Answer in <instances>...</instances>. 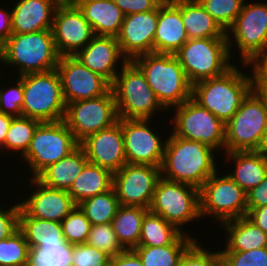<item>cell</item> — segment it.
Instances as JSON below:
<instances>
[{"label": "cell", "instance_id": "1", "mask_svg": "<svg viewBox=\"0 0 267 266\" xmlns=\"http://www.w3.org/2000/svg\"><path fill=\"white\" fill-rule=\"evenodd\" d=\"M214 149L194 140L179 138L173 133L167 138L161 177L200 189L217 170Z\"/></svg>", "mask_w": 267, "mask_h": 266}, {"label": "cell", "instance_id": "2", "mask_svg": "<svg viewBox=\"0 0 267 266\" xmlns=\"http://www.w3.org/2000/svg\"><path fill=\"white\" fill-rule=\"evenodd\" d=\"M132 61L144 73L148 85L165 109L175 108L191 98L192 84L175 55L148 53Z\"/></svg>", "mask_w": 267, "mask_h": 266}, {"label": "cell", "instance_id": "3", "mask_svg": "<svg viewBox=\"0 0 267 266\" xmlns=\"http://www.w3.org/2000/svg\"><path fill=\"white\" fill-rule=\"evenodd\" d=\"M252 89L253 75L249 77L233 66L219 77L192 85L191 98L226 124Z\"/></svg>", "mask_w": 267, "mask_h": 266}, {"label": "cell", "instance_id": "4", "mask_svg": "<svg viewBox=\"0 0 267 266\" xmlns=\"http://www.w3.org/2000/svg\"><path fill=\"white\" fill-rule=\"evenodd\" d=\"M59 59L51 30L13 33L0 47V61L19 65L18 76L56 69Z\"/></svg>", "mask_w": 267, "mask_h": 266}, {"label": "cell", "instance_id": "5", "mask_svg": "<svg viewBox=\"0 0 267 266\" xmlns=\"http://www.w3.org/2000/svg\"><path fill=\"white\" fill-rule=\"evenodd\" d=\"M229 35L228 38L188 39L174 54L192 85L219 77L234 66L229 62L233 44L232 34Z\"/></svg>", "mask_w": 267, "mask_h": 266}, {"label": "cell", "instance_id": "6", "mask_svg": "<svg viewBox=\"0 0 267 266\" xmlns=\"http://www.w3.org/2000/svg\"><path fill=\"white\" fill-rule=\"evenodd\" d=\"M111 89L119 119H150L158 110H166L148 85L141 69L133 62H122Z\"/></svg>", "mask_w": 267, "mask_h": 266}, {"label": "cell", "instance_id": "7", "mask_svg": "<svg viewBox=\"0 0 267 266\" xmlns=\"http://www.w3.org/2000/svg\"><path fill=\"white\" fill-rule=\"evenodd\" d=\"M23 81L22 116L41 122L62 121L66 104L56 69L19 76Z\"/></svg>", "mask_w": 267, "mask_h": 266}, {"label": "cell", "instance_id": "8", "mask_svg": "<svg viewBox=\"0 0 267 266\" xmlns=\"http://www.w3.org/2000/svg\"><path fill=\"white\" fill-rule=\"evenodd\" d=\"M267 128V109L252 89L242 100L238 111L225 124V150L256 151Z\"/></svg>", "mask_w": 267, "mask_h": 266}, {"label": "cell", "instance_id": "9", "mask_svg": "<svg viewBox=\"0 0 267 266\" xmlns=\"http://www.w3.org/2000/svg\"><path fill=\"white\" fill-rule=\"evenodd\" d=\"M148 210L182 231L183 224L201 218L200 190L192 185L161 177L156 184Z\"/></svg>", "mask_w": 267, "mask_h": 266}, {"label": "cell", "instance_id": "10", "mask_svg": "<svg viewBox=\"0 0 267 266\" xmlns=\"http://www.w3.org/2000/svg\"><path fill=\"white\" fill-rule=\"evenodd\" d=\"M78 146L79 143L63 120L41 122L22 158L30 165L32 177L36 178L45 168L67 157Z\"/></svg>", "mask_w": 267, "mask_h": 266}, {"label": "cell", "instance_id": "11", "mask_svg": "<svg viewBox=\"0 0 267 266\" xmlns=\"http://www.w3.org/2000/svg\"><path fill=\"white\" fill-rule=\"evenodd\" d=\"M118 120L112 89L97 98L66 104L63 119L78 143L91 134L113 126Z\"/></svg>", "mask_w": 267, "mask_h": 266}, {"label": "cell", "instance_id": "12", "mask_svg": "<svg viewBox=\"0 0 267 266\" xmlns=\"http://www.w3.org/2000/svg\"><path fill=\"white\" fill-rule=\"evenodd\" d=\"M217 174L213 173L199 189L201 217L212 214L223 223L246 216V192L228 174L219 178Z\"/></svg>", "mask_w": 267, "mask_h": 266}, {"label": "cell", "instance_id": "13", "mask_svg": "<svg viewBox=\"0 0 267 266\" xmlns=\"http://www.w3.org/2000/svg\"><path fill=\"white\" fill-rule=\"evenodd\" d=\"M173 134L201 142L214 150L225 146V124L192 98L176 106Z\"/></svg>", "mask_w": 267, "mask_h": 266}, {"label": "cell", "instance_id": "14", "mask_svg": "<svg viewBox=\"0 0 267 266\" xmlns=\"http://www.w3.org/2000/svg\"><path fill=\"white\" fill-rule=\"evenodd\" d=\"M226 33L227 36L233 33L242 64L253 65L260 57L267 55V3H244Z\"/></svg>", "mask_w": 267, "mask_h": 266}, {"label": "cell", "instance_id": "15", "mask_svg": "<svg viewBox=\"0 0 267 266\" xmlns=\"http://www.w3.org/2000/svg\"><path fill=\"white\" fill-rule=\"evenodd\" d=\"M160 178V167L126 163L120 170L113 173L112 187L120 205L149 209Z\"/></svg>", "mask_w": 267, "mask_h": 266}, {"label": "cell", "instance_id": "16", "mask_svg": "<svg viewBox=\"0 0 267 266\" xmlns=\"http://www.w3.org/2000/svg\"><path fill=\"white\" fill-rule=\"evenodd\" d=\"M65 104L103 96L111 84L75 56H60L56 67Z\"/></svg>", "mask_w": 267, "mask_h": 266}, {"label": "cell", "instance_id": "17", "mask_svg": "<svg viewBox=\"0 0 267 266\" xmlns=\"http://www.w3.org/2000/svg\"><path fill=\"white\" fill-rule=\"evenodd\" d=\"M51 31L60 56H74L95 36L91 25L74 2L58 4Z\"/></svg>", "mask_w": 267, "mask_h": 266}, {"label": "cell", "instance_id": "18", "mask_svg": "<svg viewBox=\"0 0 267 266\" xmlns=\"http://www.w3.org/2000/svg\"><path fill=\"white\" fill-rule=\"evenodd\" d=\"M148 119H122L124 150L128 164L160 167L165 142L148 126Z\"/></svg>", "mask_w": 267, "mask_h": 266}, {"label": "cell", "instance_id": "19", "mask_svg": "<svg viewBox=\"0 0 267 266\" xmlns=\"http://www.w3.org/2000/svg\"><path fill=\"white\" fill-rule=\"evenodd\" d=\"M87 160L106 168L112 173L120 170L126 163L122 119L113 126L89 135L79 143Z\"/></svg>", "mask_w": 267, "mask_h": 266}, {"label": "cell", "instance_id": "20", "mask_svg": "<svg viewBox=\"0 0 267 266\" xmlns=\"http://www.w3.org/2000/svg\"><path fill=\"white\" fill-rule=\"evenodd\" d=\"M158 21V8L124 16L116 37L122 54L128 61L142 54L153 53V40Z\"/></svg>", "mask_w": 267, "mask_h": 266}, {"label": "cell", "instance_id": "21", "mask_svg": "<svg viewBox=\"0 0 267 266\" xmlns=\"http://www.w3.org/2000/svg\"><path fill=\"white\" fill-rule=\"evenodd\" d=\"M37 190L20 203L21 207L34 218L62 222L77 206L66 190L45 186L37 178L31 177Z\"/></svg>", "mask_w": 267, "mask_h": 266}, {"label": "cell", "instance_id": "22", "mask_svg": "<svg viewBox=\"0 0 267 266\" xmlns=\"http://www.w3.org/2000/svg\"><path fill=\"white\" fill-rule=\"evenodd\" d=\"M188 36L181 17V0H167L158 7L153 53L175 54Z\"/></svg>", "mask_w": 267, "mask_h": 266}, {"label": "cell", "instance_id": "23", "mask_svg": "<svg viewBox=\"0 0 267 266\" xmlns=\"http://www.w3.org/2000/svg\"><path fill=\"white\" fill-rule=\"evenodd\" d=\"M91 71L101 75L112 84L117 75L116 66L120 58L128 60L122 54L116 37L94 36L92 40L74 55ZM116 65V66H115Z\"/></svg>", "mask_w": 267, "mask_h": 266}, {"label": "cell", "instance_id": "24", "mask_svg": "<svg viewBox=\"0 0 267 266\" xmlns=\"http://www.w3.org/2000/svg\"><path fill=\"white\" fill-rule=\"evenodd\" d=\"M57 0H19L12 9V32L51 30Z\"/></svg>", "mask_w": 267, "mask_h": 266}, {"label": "cell", "instance_id": "25", "mask_svg": "<svg viewBox=\"0 0 267 266\" xmlns=\"http://www.w3.org/2000/svg\"><path fill=\"white\" fill-rule=\"evenodd\" d=\"M74 3L96 36L119 35L125 15L113 0H76Z\"/></svg>", "mask_w": 267, "mask_h": 266}, {"label": "cell", "instance_id": "26", "mask_svg": "<svg viewBox=\"0 0 267 266\" xmlns=\"http://www.w3.org/2000/svg\"><path fill=\"white\" fill-rule=\"evenodd\" d=\"M228 160L235 164L234 172L228 173L246 193L260 184L267 175V158L256 151L226 152Z\"/></svg>", "mask_w": 267, "mask_h": 266}, {"label": "cell", "instance_id": "27", "mask_svg": "<svg viewBox=\"0 0 267 266\" xmlns=\"http://www.w3.org/2000/svg\"><path fill=\"white\" fill-rule=\"evenodd\" d=\"M88 162L84 150L78 146L67 157L45 168L36 178L45 186L68 191Z\"/></svg>", "mask_w": 267, "mask_h": 266}, {"label": "cell", "instance_id": "28", "mask_svg": "<svg viewBox=\"0 0 267 266\" xmlns=\"http://www.w3.org/2000/svg\"><path fill=\"white\" fill-rule=\"evenodd\" d=\"M19 230L24 234L29 248L59 247L65 243L61 222L31 217L22 207Z\"/></svg>", "mask_w": 267, "mask_h": 266}, {"label": "cell", "instance_id": "29", "mask_svg": "<svg viewBox=\"0 0 267 266\" xmlns=\"http://www.w3.org/2000/svg\"><path fill=\"white\" fill-rule=\"evenodd\" d=\"M181 17L189 39L228 38L226 31L198 0H181Z\"/></svg>", "mask_w": 267, "mask_h": 266}, {"label": "cell", "instance_id": "30", "mask_svg": "<svg viewBox=\"0 0 267 266\" xmlns=\"http://www.w3.org/2000/svg\"><path fill=\"white\" fill-rule=\"evenodd\" d=\"M113 173L103 167L88 162L75 178L67 191L76 205L83 200L110 190Z\"/></svg>", "mask_w": 267, "mask_h": 266}, {"label": "cell", "instance_id": "31", "mask_svg": "<svg viewBox=\"0 0 267 266\" xmlns=\"http://www.w3.org/2000/svg\"><path fill=\"white\" fill-rule=\"evenodd\" d=\"M222 225L229 235L224 251L245 252L267 247V233L246 216L225 221Z\"/></svg>", "mask_w": 267, "mask_h": 266}, {"label": "cell", "instance_id": "32", "mask_svg": "<svg viewBox=\"0 0 267 266\" xmlns=\"http://www.w3.org/2000/svg\"><path fill=\"white\" fill-rule=\"evenodd\" d=\"M148 211L140 206H119L112 220V226L125 250L134 249L139 245L142 221Z\"/></svg>", "mask_w": 267, "mask_h": 266}, {"label": "cell", "instance_id": "33", "mask_svg": "<svg viewBox=\"0 0 267 266\" xmlns=\"http://www.w3.org/2000/svg\"><path fill=\"white\" fill-rule=\"evenodd\" d=\"M196 241L181 234L172 244L161 247L137 246L133 250L143 266H177L184 252Z\"/></svg>", "mask_w": 267, "mask_h": 266}, {"label": "cell", "instance_id": "34", "mask_svg": "<svg viewBox=\"0 0 267 266\" xmlns=\"http://www.w3.org/2000/svg\"><path fill=\"white\" fill-rule=\"evenodd\" d=\"M183 231L161 216L148 211L142 221L138 246L161 247L172 244Z\"/></svg>", "mask_w": 267, "mask_h": 266}, {"label": "cell", "instance_id": "35", "mask_svg": "<svg viewBox=\"0 0 267 266\" xmlns=\"http://www.w3.org/2000/svg\"><path fill=\"white\" fill-rule=\"evenodd\" d=\"M92 225L112 223L120 206L113 187L78 204Z\"/></svg>", "mask_w": 267, "mask_h": 266}, {"label": "cell", "instance_id": "36", "mask_svg": "<svg viewBox=\"0 0 267 266\" xmlns=\"http://www.w3.org/2000/svg\"><path fill=\"white\" fill-rule=\"evenodd\" d=\"M41 121L25 116L13 117L10 127L6 134L5 144L3 149H12L21 151L23 156L30 145L34 136L35 130Z\"/></svg>", "mask_w": 267, "mask_h": 266}, {"label": "cell", "instance_id": "37", "mask_svg": "<svg viewBox=\"0 0 267 266\" xmlns=\"http://www.w3.org/2000/svg\"><path fill=\"white\" fill-rule=\"evenodd\" d=\"M73 245L29 248L27 266H71Z\"/></svg>", "mask_w": 267, "mask_h": 266}, {"label": "cell", "instance_id": "38", "mask_svg": "<svg viewBox=\"0 0 267 266\" xmlns=\"http://www.w3.org/2000/svg\"><path fill=\"white\" fill-rule=\"evenodd\" d=\"M29 245L18 230L0 241V266H27Z\"/></svg>", "mask_w": 267, "mask_h": 266}, {"label": "cell", "instance_id": "39", "mask_svg": "<svg viewBox=\"0 0 267 266\" xmlns=\"http://www.w3.org/2000/svg\"><path fill=\"white\" fill-rule=\"evenodd\" d=\"M198 1L226 32L234 24L244 5V0Z\"/></svg>", "mask_w": 267, "mask_h": 266}, {"label": "cell", "instance_id": "40", "mask_svg": "<svg viewBox=\"0 0 267 266\" xmlns=\"http://www.w3.org/2000/svg\"><path fill=\"white\" fill-rule=\"evenodd\" d=\"M65 242L71 245L86 243L92 224L77 205L61 222Z\"/></svg>", "mask_w": 267, "mask_h": 266}, {"label": "cell", "instance_id": "41", "mask_svg": "<svg viewBox=\"0 0 267 266\" xmlns=\"http://www.w3.org/2000/svg\"><path fill=\"white\" fill-rule=\"evenodd\" d=\"M86 243L110 257L119 255L125 250L117 239L112 223L92 225Z\"/></svg>", "mask_w": 267, "mask_h": 266}, {"label": "cell", "instance_id": "42", "mask_svg": "<svg viewBox=\"0 0 267 266\" xmlns=\"http://www.w3.org/2000/svg\"><path fill=\"white\" fill-rule=\"evenodd\" d=\"M221 266H267V247L245 252L219 251Z\"/></svg>", "mask_w": 267, "mask_h": 266}, {"label": "cell", "instance_id": "43", "mask_svg": "<svg viewBox=\"0 0 267 266\" xmlns=\"http://www.w3.org/2000/svg\"><path fill=\"white\" fill-rule=\"evenodd\" d=\"M110 256L87 243L73 245L71 266H109Z\"/></svg>", "mask_w": 267, "mask_h": 266}, {"label": "cell", "instance_id": "44", "mask_svg": "<svg viewBox=\"0 0 267 266\" xmlns=\"http://www.w3.org/2000/svg\"><path fill=\"white\" fill-rule=\"evenodd\" d=\"M197 240L184 252L177 266H221L220 252H209Z\"/></svg>", "mask_w": 267, "mask_h": 266}, {"label": "cell", "instance_id": "45", "mask_svg": "<svg viewBox=\"0 0 267 266\" xmlns=\"http://www.w3.org/2000/svg\"><path fill=\"white\" fill-rule=\"evenodd\" d=\"M23 81L18 77L17 83L10 89H0V112L13 116H22L24 102Z\"/></svg>", "mask_w": 267, "mask_h": 266}, {"label": "cell", "instance_id": "46", "mask_svg": "<svg viewBox=\"0 0 267 266\" xmlns=\"http://www.w3.org/2000/svg\"><path fill=\"white\" fill-rule=\"evenodd\" d=\"M20 209V203L7 210L0 208V241L11 237L19 230Z\"/></svg>", "mask_w": 267, "mask_h": 266}, {"label": "cell", "instance_id": "47", "mask_svg": "<svg viewBox=\"0 0 267 266\" xmlns=\"http://www.w3.org/2000/svg\"><path fill=\"white\" fill-rule=\"evenodd\" d=\"M124 15L156 10L162 0H113Z\"/></svg>", "mask_w": 267, "mask_h": 266}, {"label": "cell", "instance_id": "48", "mask_svg": "<svg viewBox=\"0 0 267 266\" xmlns=\"http://www.w3.org/2000/svg\"><path fill=\"white\" fill-rule=\"evenodd\" d=\"M247 195V208H259L267 205V175L256 187L251 189Z\"/></svg>", "mask_w": 267, "mask_h": 266}, {"label": "cell", "instance_id": "49", "mask_svg": "<svg viewBox=\"0 0 267 266\" xmlns=\"http://www.w3.org/2000/svg\"><path fill=\"white\" fill-rule=\"evenodd\" d=\"M109 266H143L138 254L133 250H124L121 254L112 256Z\"/></svg>", "mask_w": 267, "mask_h": 266}, {"label": "cell", "instance_id": "50", "mask_svg": "<svg viewBox=\"0 0 267 266\" xmlns=\"http://www.w3.org/2000/svg\"><path fill=\"white\" fill-rule=\"evenodd\" d=\"M246 217L263 232L267 233V205L259 208H247Z\"/></svg>", "mask_w": 267, "mask_h": 266}, {"label": "cell", "instance_id": "51", "mask_svg": "<svg viewBox=\"0 0 267 266\" xmlns=\"http://www.w3.org/2000/svg\"><path fill=\"white\" fill-rule=\"evenodd\" d=\"M11 18H12V12L0 9V47L13 34Z\"/></svg>", "mask_w": 267, "mask_h": 266}, {"label": "cell", "instance_id": "52", "mask_svg": "<svg viewBox=\"0 0 267 266\" xmlns=\"http://www.w3.org/2000/svg\"><path fill=\"white\" fill-rule=\"evenodd\" d=\"M252 68L254 73L267 85V55L260 57Z\"/></svg>", "mask_w": 267, "mask_h": 266}, {"label": "cell", "instance_id": "53", "mask_svg": "<svg viewBox=\"0 0 267 266\" xmlns=\"http://www.w3.org/2000/svg\"><path fill=\"white\" fill-rule=\"evenodd\" d=\"M253 90L263 100L267 109V85L254 73L253 69Z\"/></svg>", "mask_w": 267, "mask_h": 266}, {"label": "cell", "instance_id": "54", "mask_svg": "<svg viewBox=\"0 0 267 266\" xmlns=\"http://www.w3.org/2000/svg\"><path fill=\"white\" fill-rule=\"evenodd\" d=\"M13 116L0 112V148L5 144L6 134L10 127Z\"/></svg>", "mask_w": 267, "mask_h": 266}, {"label": "cell", "instance_id": "55", "mask_svg": "<svg viewBox=\"0 0 267 266\" xmlns=\"http://www.w3.org/2000/svg\"><path fill=\"white\" fill-rule=\"evenodd\" d=\"M256 152L262 154L267 158V128L264 131L262 138L260 140L259 146L257 147Z\"/></svg>", "mask_w": 267, "mask_h": 266}, {"label": "cell", "instance_id": "56", "mask_svg": "<svg viewBox=\"0 0 267 266\" xmlns=\"http://www.w3.org/2000/svg\"><path fill=\"white\" fill-rule=\"evenodd\" d=\"M59 3H71L75 2L76 0H57Z\"/></svg>", "mask_w": 267, "mask_h": 266}]
</instances>
